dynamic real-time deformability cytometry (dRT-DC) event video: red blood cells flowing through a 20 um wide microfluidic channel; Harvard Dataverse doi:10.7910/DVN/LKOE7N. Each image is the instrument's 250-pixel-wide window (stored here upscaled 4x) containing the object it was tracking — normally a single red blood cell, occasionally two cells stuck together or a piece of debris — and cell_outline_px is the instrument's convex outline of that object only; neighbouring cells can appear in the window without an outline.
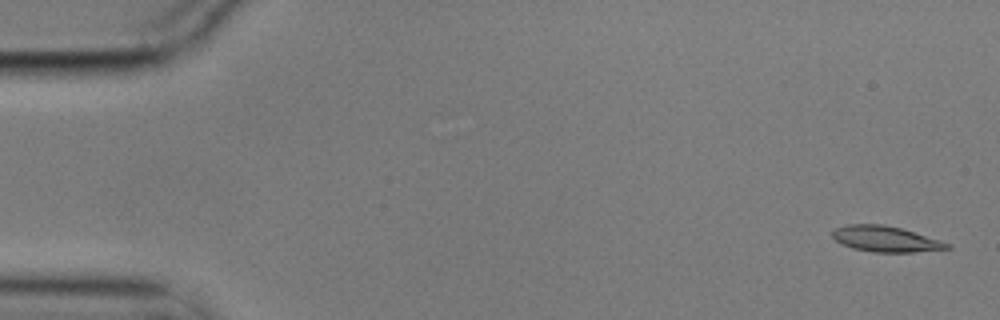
{"species": "common noctule bat (a hibernating species)", "species_latin": "Nyctalus noctula", "temperature_condition": "cold", "stored_images_in_passage": 5, "segment_of_instrument_passage": [1, 2], "camera_frame_rate_fps": 3000, "um_per_image_px": 0.085, "animal": {"sex": "male", "body_mass_g": 17.9}, "frame": {"image": 1, "passage_image": 1, "time_ms": 0.0, "image_size_px": [1000, 320], "cell_outline_px": [[952, 248], [912, 252], [872, 252], [852, 248], [840, 244], [832, 236], [832, 232], [836, 228], [848, 224], [884, 224], [900, 228], [940, 240], [952, 244]], "centroid_in_image_um": [75.26, 20.31], "position_along_channel_um": 9.7, "area_um2": 17.17}}